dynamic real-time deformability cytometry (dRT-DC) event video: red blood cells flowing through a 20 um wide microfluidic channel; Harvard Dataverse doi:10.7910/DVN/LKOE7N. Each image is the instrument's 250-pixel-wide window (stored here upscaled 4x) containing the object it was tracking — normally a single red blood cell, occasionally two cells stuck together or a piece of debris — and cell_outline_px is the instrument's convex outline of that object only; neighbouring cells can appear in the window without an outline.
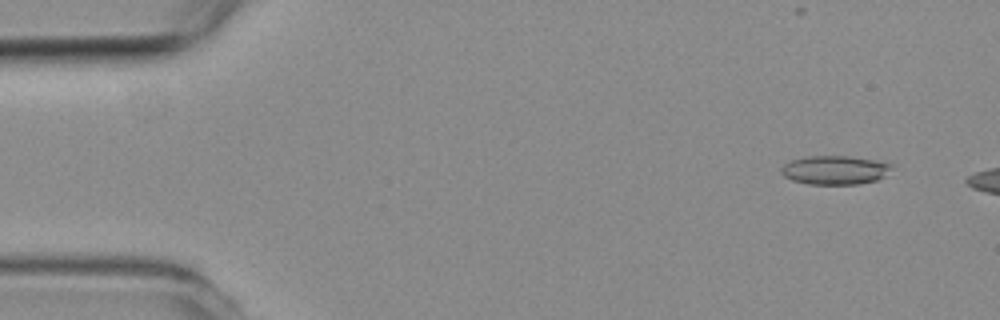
{"species": "common noctule bat (a hibernating species)", "species_latin": "Nyctalus noctula", "temperature_condition": "room temperature", "stored_images_in_passage": 3, "camera_frame_rate_fps": 3000, "um_per_image_px": 0.085, "animal": {"sex": "female", "body_mass_g": 19.3, "forearm_length_mm": 54.1}, "frame": {"image": 1, "passage_image": 1, "time_ms": 0.0, "image_size_px": [1000, 320], "cell_outline_px": [[892, 164], [884, 176], [876, 180], [856, 184], [808, 184], [792, 180], [784, 176], [780, 172], [780, 168], [784, 164], [792, 160], [808, 156], [848, 156], [872, 160]], "centroid_in_image_um": [70.9, 14.46], "position_along_channel_um": 14.1, "area_um2": 18.26}}